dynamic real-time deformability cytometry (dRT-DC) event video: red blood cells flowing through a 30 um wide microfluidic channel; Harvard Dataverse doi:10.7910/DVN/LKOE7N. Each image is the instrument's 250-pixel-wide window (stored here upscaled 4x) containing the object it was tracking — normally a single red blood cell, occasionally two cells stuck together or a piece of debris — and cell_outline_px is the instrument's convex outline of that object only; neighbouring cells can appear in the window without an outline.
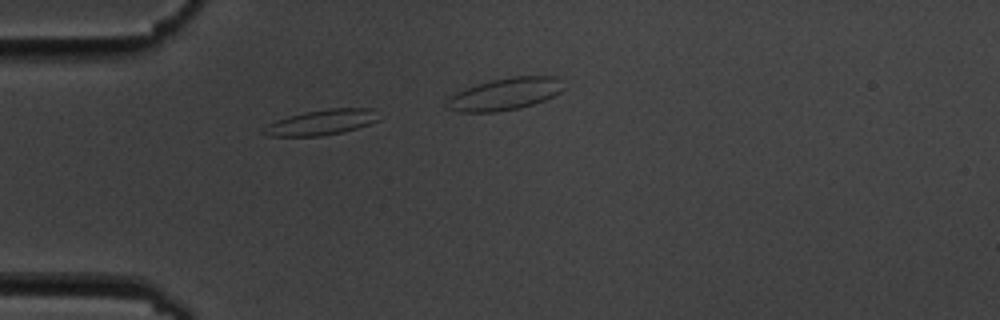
{"species": "common noctule bat (a hibernating species)", "species_latin": "Nyctalus noctula", "temperature_condition": "cold", "stored_images_in_passage": 3, "camera_frame_rate_fps": 3000, "um_per_image_px": 0.085, "animal": {"sex": "male", "body_mass_g": 19.5, "forearm_length_mm": 54.6}, "frame": {"image": 1, "passage_image": 2, "time_ms": 1.0, "image_size_px": [1000, 320], "cell_outline_px": [[380, 120], [344, 132], [320, 136], [268, 136], [260, 132], [268, 124], [276, 120], [288, 116], [304, 112], [328, 108], [372, 108]], "centroid_in_image_um": [27.3, 10.4], "position_along_channel_um": 57.7, "area_um2": 16.99}}